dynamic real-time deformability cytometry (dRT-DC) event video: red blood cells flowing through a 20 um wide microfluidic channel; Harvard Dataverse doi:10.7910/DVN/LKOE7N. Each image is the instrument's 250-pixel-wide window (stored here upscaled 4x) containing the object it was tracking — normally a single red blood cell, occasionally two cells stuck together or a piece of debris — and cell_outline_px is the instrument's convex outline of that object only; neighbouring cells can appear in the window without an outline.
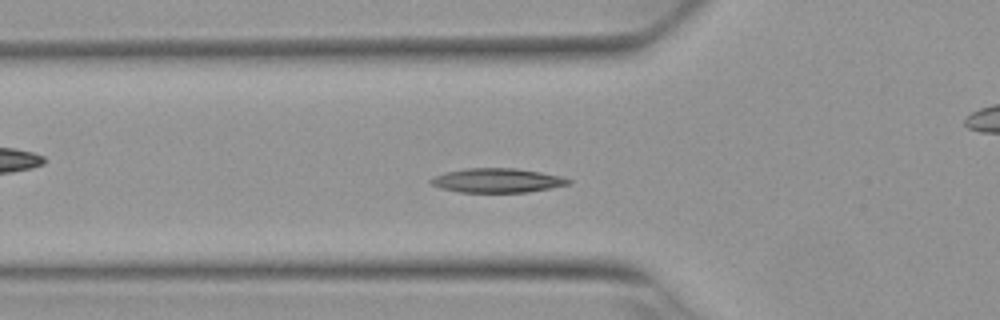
{"species": "Egyptian fruit bat (a non-hibernating species)", "species_latin": "Rousettus aegyptiacus", "temperature_condition": "warm", "stored_images_in_passage": 27, "camera_frame_rate_fps": 3000, "um_per_image_px": 0.085, "animal": {"sex": "female"}, "frame": {"image": 1, "passage_image": 15, "time_ms": 4.667, "image_size_px": [1000, 320], "cell_outline_px": [[572, 184], [528, 192], [460, 192], [440, 188], [432, 184], [428, 180], [436, 176], [448, 172], [464, 168], [516, 168], [540, 172], [560, 176], [572, 180]], "centroid_in_image_um": [42.29, 15.34], "position_along_channel_um": 83.5, "area_um2": 19.36}}
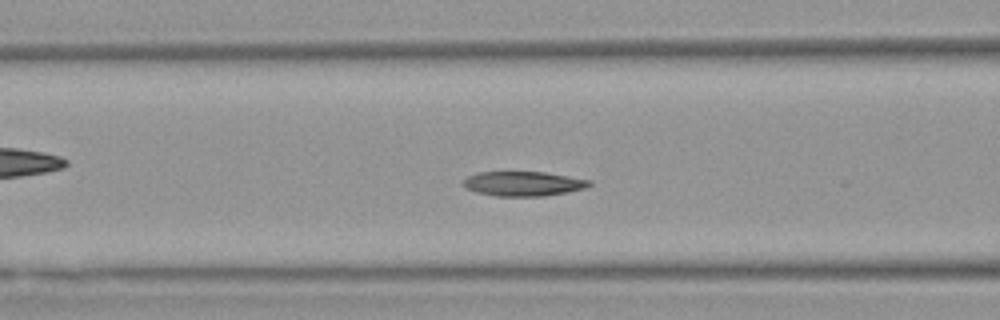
{"frame": {"image": 2, "passage_image": 18, "time_ms": 5.667, "image_size_px": [1000, 320], "cell_outline_px": [[592, 184], [584, 188], [568, 192], [544, 196], [496, 196], [476, 192], [464, 188], [464, 180], [468, 176], [476, 172], [544, 172], [592, 180]], "centroid_in_image_um": [44.48, 15.61], "position_along_channel_um": 122.1, "area_um2": 18.09}}
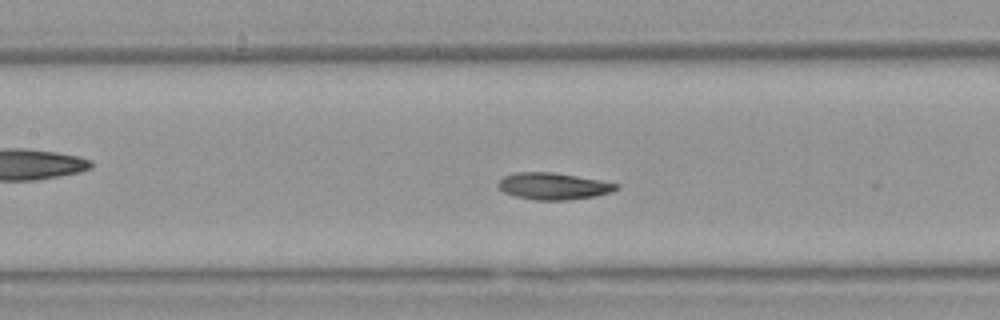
{"frame": {"image": 3, "passage_image": 21, "time_ms": 6.667, "image_size_px": [1000, 320], "cell_outline_px": [[620, 188], [612, 192], [596, 196], [568, 200], [532, 200], [516, 196], [504, 192], [496, 184], [504, 176], [516, 172], [552, 172], [600, 180], [620, 184]], "centroid_in_image_um": [47.06, 15.83], "position_along_channel_um": 160.3, "area_um2": 18.5}}